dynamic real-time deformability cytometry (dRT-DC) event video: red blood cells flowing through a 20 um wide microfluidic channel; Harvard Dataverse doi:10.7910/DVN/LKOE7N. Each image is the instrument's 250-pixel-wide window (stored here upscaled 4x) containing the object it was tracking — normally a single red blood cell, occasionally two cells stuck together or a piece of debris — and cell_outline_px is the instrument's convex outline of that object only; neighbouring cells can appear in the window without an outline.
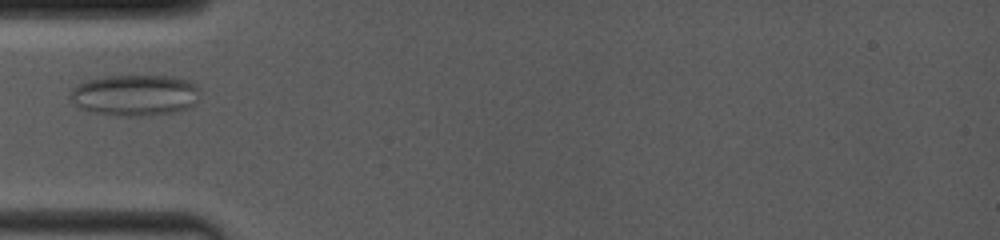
{"species": "common noctule bat (a hibernating species)", "species_latin": "Nyctalus noctula", "temperature_condition": "room temperature", "stored_images_in_passage": 3, "camera_frame_rate_fps": 4000, "um_per_image_px": 0.085, "animal": {"sex": "female", "body_mass_g": 19.0, "forearm_length_mm": 53.3}, "frame": {"image": 1, "passage_image": 1, "time_ms": 0.0, "image_size_px": [1000, 240], "cell_outline_px": [[200, 88], [196, 104], [188, 108], [176, 112], [148, 116], [112, 116], [92, 112], [80, 108], [72, 100], [72, 88], [88, 80], [108, 76], [164, 76], [188, 80], [196, 84]], "centroid_in_image_um": [11.52, 8.11], "position_along_channel_um": 73.5, "area_um2": 31.21}}